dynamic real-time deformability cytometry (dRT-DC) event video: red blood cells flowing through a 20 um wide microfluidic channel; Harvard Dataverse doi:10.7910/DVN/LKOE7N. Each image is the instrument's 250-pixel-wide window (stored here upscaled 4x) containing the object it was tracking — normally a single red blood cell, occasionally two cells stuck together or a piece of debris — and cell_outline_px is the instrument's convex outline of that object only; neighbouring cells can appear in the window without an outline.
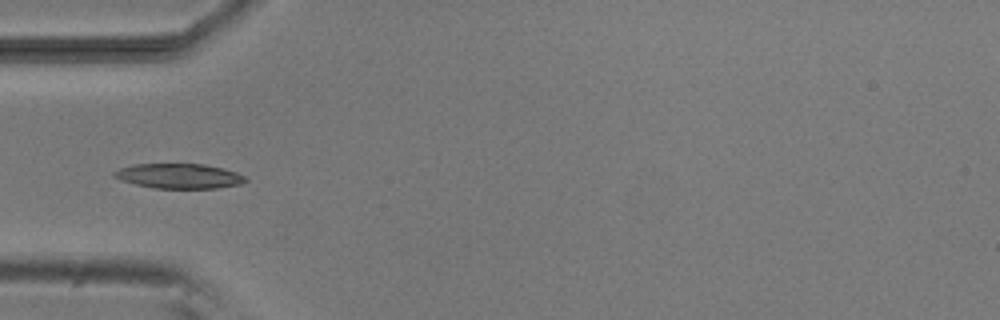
{"species": "common noctule bat (a hibernating species)", "species_latin": "Nyctalus noctula", "temperature_condition": "room temperature", "stored_images_in_passage": 7, "camera_frame_rate_fps": 3000, "um_per_image_px": 0.085, "animal": {"sex": "male", "body_mass_g": 20.5, "forearm_length_mm": 52.5}, "frame": {"image": 1, "passage_image": 5, "time_ms": 4.667, "image_size_px": [1000, 320], "cell_outline_px": [[248, 180], [240, 184], [216, 188], [152, 188], [120, 180], [112, 176], [112, 172], [120, 168], [132, 164], [204, 164], [224, 168], [236, 172], [244, 176]], "centroid_in_image_um": [15.19, 14.96], "position_along_channel_um": 69.8, "area_um2": 19.07}}
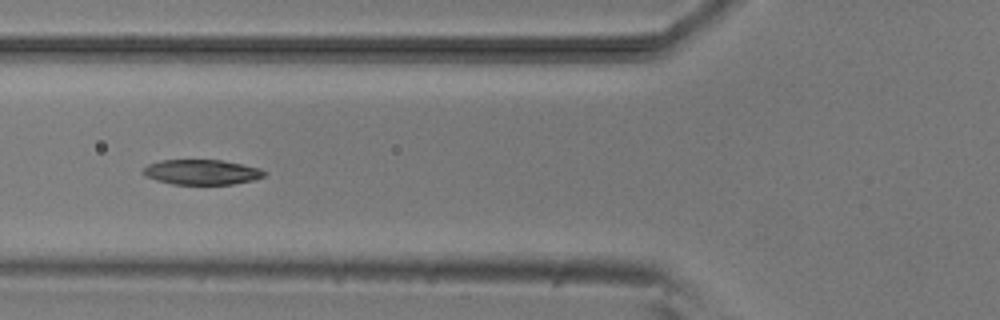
{"frame": {"image": 2, "passage_image": 6, "time_ms": 5.667, "image_size_px": [1000, 320], "cell_outline_px": [[268, 172], [264, 176], [252, 180], [232, 184], [172, 184], [156, 180], [144, 176], [144, 168], [148, 164], [160, 160], [220, 160], [260, 168]], "centroid_in_image_um": [17.14, 14.63], "position_along_channel_um": 108.7, "area_um2": 17.57}}
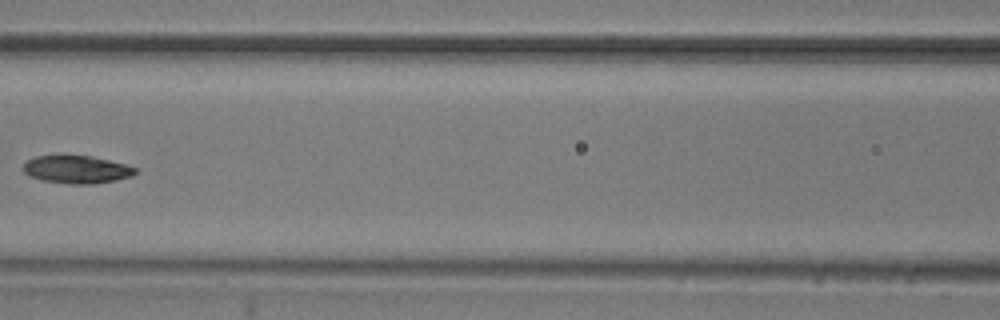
{"frame": {"image": 3, "passage_image": 7, "time_ms": 7.0, "image_size_px": [1000, 320], "cell_outline_px": [[136, 172], [132, 176], [116, 180], [92, 184], [68, 184], [44, 180], [28, 176], [24, 172], [24, 164], [28, 160], [36, 156], [92, 156], [124, 164], [136, 168]], "centroid_in_image_um": [6.52, 14.41], "position_along_channel_um": 160.1, "area_um2": 17.92}}